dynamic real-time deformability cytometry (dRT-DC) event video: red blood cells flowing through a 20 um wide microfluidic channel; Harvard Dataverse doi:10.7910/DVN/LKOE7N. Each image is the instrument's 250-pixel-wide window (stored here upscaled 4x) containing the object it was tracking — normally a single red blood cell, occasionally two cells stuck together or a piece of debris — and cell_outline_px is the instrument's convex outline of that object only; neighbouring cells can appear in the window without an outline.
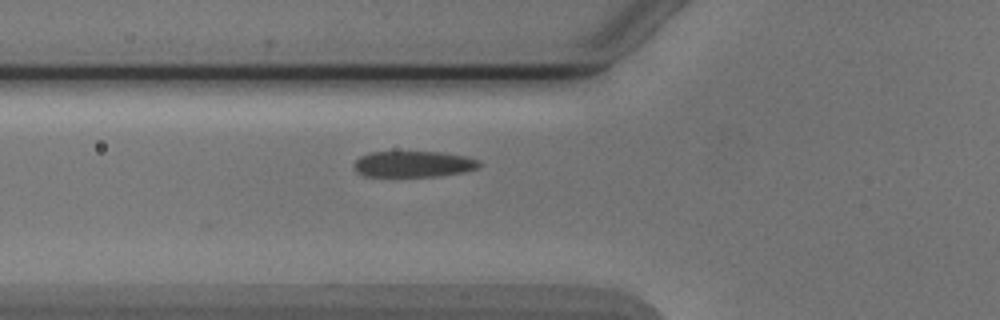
{"species": "Egyptian fruit bat (a non-hibernating species)", "species_latin": "Rousettus aegyptiacus", "temperature_condition": "cold", "stored_images_in_passage": 2, "camera_frame_rate_fps": 3000, "um_per_image_px": 0.085, "animal": {"sex": "male"}, "frame": {"image": 1, "passage_image": 2, "time_ms": 1.0, "image_size_px": [1000, 320], "cell_outline_px": [[480, 168], [464, 172], [440, 176], [364, 176], [356, 172], [352, 164], [360, 156], [368, 152], [440, 152], [468, 156], [480, 160]], "centroid_in_image_um": [35.16, 13.94], "position_along_channel_um": 90.6, "area_um2": 19.31}}